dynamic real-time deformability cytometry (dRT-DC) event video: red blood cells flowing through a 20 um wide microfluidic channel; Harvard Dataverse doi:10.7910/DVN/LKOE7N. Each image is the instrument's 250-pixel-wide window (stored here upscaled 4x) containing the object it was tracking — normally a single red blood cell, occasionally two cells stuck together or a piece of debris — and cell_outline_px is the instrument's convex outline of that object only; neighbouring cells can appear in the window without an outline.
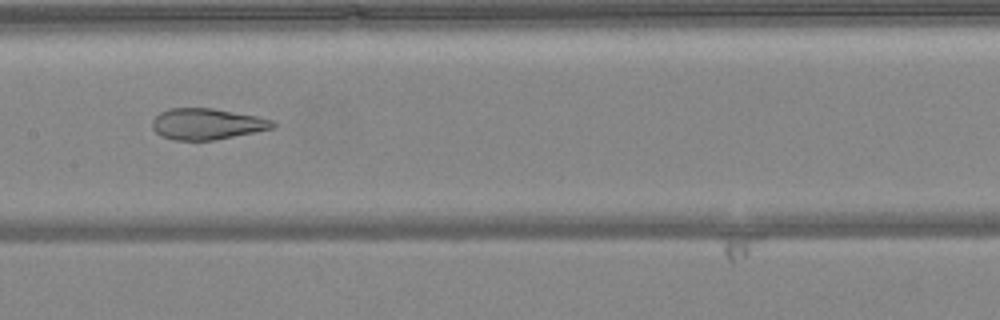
{"species": "common noctule bat (a hibernating species)", "species_latin": "Nyctalus noctula", "temperature_condition": "warm", "stored_images_in_passage": 50, "camera_frame_rate_fps": 3000, "um_per_image_px": 0.085, "animal": {"sex": "female", "body_mass_g": 24.6, "forearm_length_mm": 56.2}, "frame": {"image": 1, "passage_image": 25, "time_ms": 8.0, "image_size_px": [1000, 320], "cell_outline_px": [[276, 128], [256, 132], [212, 140], [172, 140], [160, 136], [152, 128], [152, 120], [160, 112], [168, 108], [212, 108], [256, 116], [272, 120], [276, 124]], "centroid_in_image_um": [17.57, 10.54], "position_along_channel_um": 189.8, "area_um2": 21.91}}
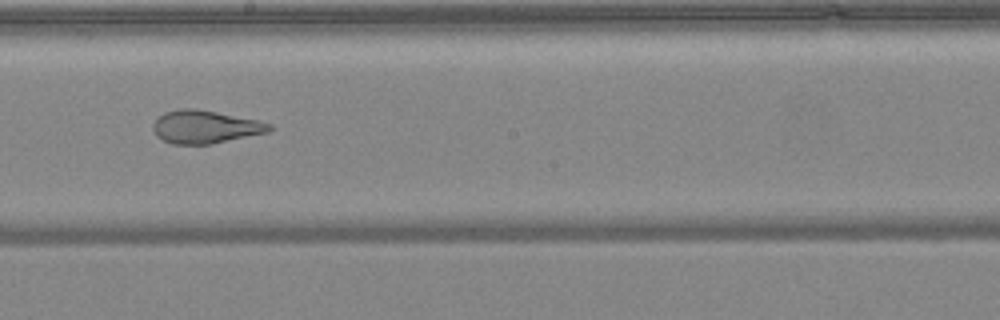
{"frame": {"image": 2, "passage_image": 28, "time_ms": 9.0, "image_size_px": [1000, 320], "cell_outline_px": [[272, 128], [268, 132], [208, 144], [172, 144], [156, 136], [152, 128], [152, 124], [164, 112], [180, 108], [196, 108], [256, 120], [272, 124]], "centroid_in_image_um": [17.39, 10.77], "position_along_channel_um": 230.8, "area_um2": 22.08}}
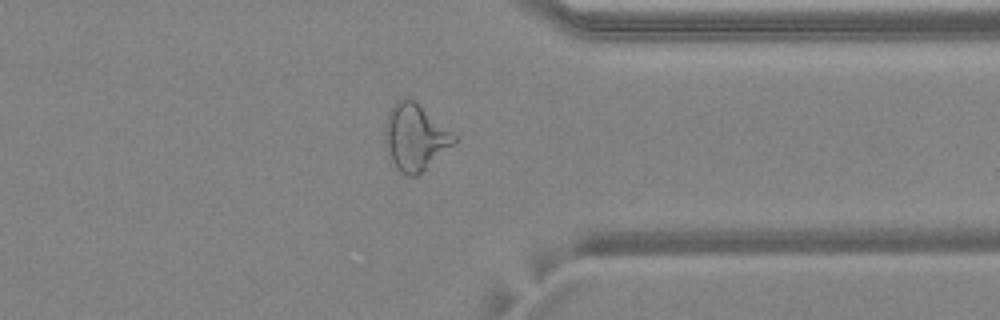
{"frame": {"image": 3, "passage_image": 39, "time_ms": 12.667, "image_size_px": [1000, 320], "cell_outline_px": [[456, 140], [452, 144], [416, 176], [408, 176], [400, 172], [396, 168], [392, 160], [384, 140], [384, 128], [388, 112], [396, 100], [404, 96], [408, 96], [416, 100], [456, 136]], "centroid_in_image_um": [35.23, 11.59], "position_along_channel_um": 376.2, "area_um2": 26.47}, "authors_computed_cell_mechanics": {"area_um2": 27.6862, "velocity_mm_per_s": 4.1262, "shape_relaxation_time_tau1_ms": null, "shape_relaxation_time_tau2_ms": 1.3403, "deformation_change_tau1": null, "deformation_change_tau2": 0.0958}}